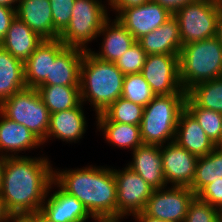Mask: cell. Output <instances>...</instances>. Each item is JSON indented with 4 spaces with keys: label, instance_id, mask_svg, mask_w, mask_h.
Returning <instances> with one entry per match:
<instances>
[{
    "label": "cell",
    "instance_id": "49",
    "mask_svg": "<svg viewBox=\"0 0 222 222\" xmlns=\"http://www.w3.org/2000/svg\"><path fill=\"white\" fill-rule=\"evenodd\" d=\"M218 218H219V222H222V208L218 210Z\"/></svg>",
    "mask_w": 222,
    "mask_h": 222
},
{
    "label": "cell",
    "instance_id": "31",
    "mask_svg": "<svg viewBox=\"0 0 222 222\" xmlns=\"http://www.w3.org/2000/svg\"><path fill=\"white\" fill-rule=\"evenodd\" d=\"M154 96L150 85L140 73L125 75L121 97L145 107Z\"/></svg>",
    "mask_w": 222,
    "mask_h": 222
},
{
    "label": "cell",
    "instance_id": "42",
    "mask_svg": "<svg viewBox=\"0 0 222 222\" xmlns=\"http://www.w3.org/2000/svg\"><path fill=\"white\" fill-rule=\"evenodd\" d=\"M216 37L222 45V3L219 5V13L217 16Z\"/></svg>",
    "mask_w": 222,
    "mask_h": 222
},
{
    "label": "cell",
    "instance_id": "20",
    "mask_svg": "<svg viewBox=\"0 0 222 222\" xmlns=\"http://www.w3.org/2000/svg\"><path fill=\"white\" fill-rule=\"evenodd\" d=\"M16 16L43 39L59 38L49 0H19Z\"/></svg>",
    "mask_w": 222,
    "mask_h": 222
},
{
    "label": "cell",
    "instance_id": "15",
    "mask_svg": "<svg viewBox=\"0 0 222 222\" xmlns=\"http://www.w3.org/2000/svg\"><path fill=\"white\" fill-rule=\"evenodd\" d=\"M83 104L81 102L75 108L50 114L49 129L46 139L42 143L45 144L49 142L48 140H53V138L68 143L79 142L87 129V119L84 115Z\"/></svg>",
    "mask_w": 222,
    "mask_h": 222
},
{
    "label": "cell",
    "instance_id": "37",
    "mask_svg": "<svg viewBox=\"0 0 222 222\" xmlns=\"http://www.w3.org/2000/svg\"><path fill=\"white\" fill-rule=\"evenodd\" d=\"M16 16V10L0 5V42L5 37L11 21Z\"/></svg>",
    "mask_w": 222,
    "mask_h": 222
},
{
    "label": "cell",
    "instance_id": "22",
    "mask_svg": "<svg viewBox=\"0 0 222 222\" xmlns=\"http://www.w3.org/2000/svg\"><path fill=\"white\" fill-rule=\"evenodd\" d=\"M84 50L75 47H65L51 61L50 77L41 85L80 86V66Z\"/></svg>",
    "mask_w": 222,
    "mask_h": 222
},
{
    "label": "cell",
    "instance_id": "35",
    "mask_svg": "<svg viewBox=\"0 0 222 222\" xmlns=\"http://www.w3.org/2000/svg\"><path fill=\"white\" fill-rule=\"evenodd\" d=\"M54 29L60 34L69 24L75 0H49Z\"/></svg>",
    "mask_w": 222,
    "mask_h": 222
},
{
    "label": "cell",
    "instance_id": "26",
    "mask_svg": "<svg viewBox=\"0 0 222 222\" xmlns=\"http://www.w3.org/2000/svg\"><path fill=\"white\" fill-rule=\"evenodd\" d=\"M25 88L24 63L0 46V104Z\"/></svg>",
    "mask_w": 222,
    "mask_h": 222
},
{
    "label": "cell",
    "instance_id": "9",
    "mask_svg": "<svg viewBox=\"0 0 222 222\" xmlns=\"http://www.w3.org/2000/svg\"><path fill=\"white\" fill-rule=\"evenodd\" d=\"M117 189V217L143 212L154 189L128 166L113 169Z\"/></svg>",
    "mask_w": 222,
    "mask_h": 222
},
{
    "label": "cell",
    "instance_id": "4",
    "mask_svg": "<svg viewBox=\"0 0 222 222\" xmlns=\"http://www.w3.org/2000/svg\"><path fill=\"white\" fill-rule=\"evenodd\" d=\"M187 93L155 95L144 107L140 123L143 144L164 145L175 139L181 112L185 109Z\"/></svg>",
    "mask_w": 222,
    "mask_h": 222
},
{
    "label": "cell",
    "instance_id": "17",
    "mask_svg": "<svg viewBox=\"0 0 222 222\" xmlns=\"http://www.w3.org/2000/svg\"><path fill=\"white\" fill-rule=\"evenodd\" d=\"M160 148V145L142 144L132 151V161L126 165L154 190L168 186L163 172Z\"/></svg>",
    "mask_w": 222,
    "mask_h": 222
},
{
    "label": "cell",
    "instance_id": "7",
    "mask_svg": "<svg viewBox=\"0 0 222 222\" xmlns=\"http://www.w3.org/2000/svg\"><path fill=\"white\" fill-rule=\"evenodd\" d=\"M0 112L7 118L28 128L42 142L50 124V112L37 88L26 87L0 104Z\"/></svg>",
    "mask_w": 222,
    "mask_h": 222
},
{
    "label": "cell",
    "instance_id": "32",
    "mask_svg": "<svg viewBox=\"0 0 222 222\" xmlns=\"http://www.w3.org/2000/svg\"><path fill=\"white\" fill-rule=\"evenodd\" d=\"M185 108L194 116L206 135L216 145L222 131V113L204 109L198 105H185Z\"/></svg>",
    "mask_w": 222,
    "mask_h": 222
},
{
    "label": "cell",
    "instance_id": "18",
    "mask_svg": "<svg viewBox=\"0 0 222 222\" xmlns=\"http://www.w3.org/2000/svg\"><path fill=\"white\" fill-rule=\"evenodd\" d=\"M111 21L109 17L98 34V37L104 36L102 43L99 44L101 50L90 51L100 60L116 62L136 43V39L116 18Z\"/></svg>",
    "mask_w": 222,
    "mask_h": 222
},
{
    "label": "cell",
    "instance_id": "29",
    "mask_svg": "<svg viewBox=\"0 0 222 222\" xmlns=\"http://www.w3.org/2000/svg\"><path fill=\"white\" fill-rule=\"evenodd\" d=\"M222 178V149L215 147L209 154L198 157L190 189L197 194L204 186Z\"/></svg>",
    "mask_w": 222,
    "mask_h": 222
},
{
    "label": "cell",
    "instance_id": "48",
    "mask_svg": "<svg viewBox=\"0 0 222 222\" xmlns=\"http://www.w3.org/2000/svg\"><path fill=\"white\" fill-rule=\"evenodd\" d=\"M216 147L222 149V131H221V136H220L219 142L216 144Z\"/></svg>",
    "mask_w": 222,
    "mask_h": 222
},
{
    "label": "cell",
    "instance_id": "24",
    "mask_svg": "<svg viewBox=\"0 0 222 222\" xmlns=\"http://www.w3.org/2000/svg\"><path fill=\"white\" fill-rule=\"evenodd\" d=\"M43 40L26 23L15 16L5 37L0 42V46L13 57L25 63Z\"/></svg>",
    "mask_w": 222,
    "mask_h": 222
},
{
    "label": "cell",
    "instance_id": "12",
    "mask_svg": "<svg viewBox=\"0 0 222 222\" xmlns=\"http://www.w3.org/2000/svg\"><path fill=\"white\" fill-rule=\"evenodd\" d=\"M160 150L166 184L190 188L195 177L198 157L175 141L161 145Z\"/></svg>",
    "mask_w": 222,
    "mask_h": 222
},
{
    "label": "cell",
    "instance_id": "2",
    "mask_svg": "<svg viewBox=\"0 0 222 222\" xmlns=\"http://www.w3.org/2000/svg\"><path fill=\"white\" fill-rule=\"evenodd\" d=\"M54 182L82 202L93 218L117 217V189L113 168L89 165L54 170Z\"/></svg>",
    "mask_w": 222,
    "mask_h": 222
},
{
    "label": "cell",
    "instance_id": "28",
    "mask_svg": "<svg viewBox=\"0 0 222 222\" xmlns=\"http://www.w3.org/2000/svg\"><path fill=\"white\" fill-rule=\"evenodd\" d=\"M186 93L185 105L222 113V77L194 85Z\"/></svg>",
    "mask_w": 222,
    "mask_h": 222
},
{
    "label": "cell",
    "instance_id": "40",
    "mask_svg": "<svg viewBox=\"0 0 222 222\" xmlns=\"http://www.w3.org/2000/svg\"><path fill=\"white\" fill-rule=\"evenodd\" d=\"M13 215L7 210L4 199L0 194V222H11Z\"/></svg>",
    "mask_w": 222,
    "mask_h": 222
},
{
    "label": "cell",
    "instance_id": "41",
    "mask_svg": "<svg viewBox=\"0 0 222 222\" xmlns=\"http://www.w3.org/2000/svg\"><path fill=\"white\" fill-rule=\"evenodd\" d=\"M133 219H135L136 222H168L165 220H160L157 218L147 216L144 212L133 215Z\"/></svg>",
    "mask_w": 222,
    "mask_h": 222
},
{
    "label": "cell",
    "instance_id": "14",
    "mask_svg": "<svg viewBox=\"0 0 222 222\" xmlns=\"http://www.w3.org/2000/svg\"><path fill=\"white\" fill-rule=\"evenodd\" d=\"M66 46L56 39H44L24 63V80L26 87L38 88L50 77L51 61Z\"/></svg>",
    "mask_w": 222,
    "mask_h": 222
},
{
    "label": "cell",
    "instance_id": "43",
    "mask_svg": "<svg viewBox=\"0 0 222 222\" xmlns=\"http://www.w3.org/2000/svg\"><path fill=\"white\" fill-rule=\"evenodd\" d=\"M33 222H53L49 220L41 211L28 216Z\"/></svg>",
    "mask_w": 222,
    "mask_h": 222
},
{
    "label": "cell",
    "instance_id": "30",
    "mask_svg": "<svg viewBox=\"0 0 222 222\" xmlns=\"http://www.w3.org/2000/svg\"><path fill=\"white\" fill-rule=\"evenodd\" d=\"M143 111V106L120 97L102 113L112 122L140 126Z\"/></svg>",
    "mask_w": 222,
    "mask_h": 222
},
{
    "label": "cell",
    "instance_id": "1",
    "mask_svg": "<svg viewBox=\"0 0 222 222\" xmlns=\"http://www.w3.org/2000/svg\"><path fill=\"white\" fill-rule=\"evenodd\" d=\"M47 157H7L0 194L13 217L41 211L53 187L54 168Z\"/></svg>",
    "mask_w": 222,
    "mask_h": 222
},
{
    "label": "cell",
    "instance_id": "6",
    "mask_svg": "<svg viewBox=\"0 0 222 222\" xmlns=\"http://www.w3.org/2000/svg\"><path fill=\"white\" fill-rule=\"evenodd\" d=\"M102 0H75L67 27L59 34L66 47L91 50L88 43L98 37L102 25L109 18L108 8Z\"/></svg>",
    "mask_w": 222,
    "mask_h": 222
},
{
    "label": "cell",
    "instance_id": "25",
    "mask_svg": "<svg viewBox=\"0 0 222 222\" xmlns=\"http://www.w3.org/2000/svg\"><path fill=\"white\" fill-rule=\"evenodd\" d=\"M95 116L98 131H101L105 141L114 147L130 148L134 151L143 144L140 126L112 122L103 113Z\"/></svg>",
    "mask_w": 222,
    "mask_h": 222
},
{
    "label": "cell",
    "instance_id": "19",
    "mask_svg": "<svg viewBox=\"0 0 222 222\" xmlns=\"http://www.w3.org/2000/svg\"><path fill=\"white\" fill-rule=\"evenodd\" d=\"M43 145L42 141L28 128L0 112V154L18 157V153L33 150ZM9 153V154H8ZM11 153V154H10Z\"/></svg>",
    "mask_w": 222,
    "mask_h": 222
},
{
    "label": "cell",
    "instance_id": "47",
    "mask_svg": "<svg viewBox=\"0 0 222 222\" xmlns=\"http://www.w3.org/2000/svg\"><path fill=\"white\" fill-rule=\"evenodd\" d=\"M11 222H33L28 216L25 217H13Z\"/></svg>",
    "mask_w": 222,
    "mask_h": 222
},
{
    "label": "cell",
    "instance_id": "36",
    "mask_svg": "<svg viewBox=\"0 0 222 222\" xmlns=\"http://www.w3.org/2000/svg\"><path fill=\"white\" fill-rule=\"evenodd\" d=\"M196 196L218 210L222 208V178L204 186Z\"/></svg>",
    "mask_w": 222,
    "mask_h": 222
},
{
    "label": "cell",
    "instance_id": "44",
    "mask_svg": "<svg viewBox=\"0 0 222 222\" xmlns=\"http://www.w3.org/2000/svg\"><path fill=\"white\" fill-rule=\"evenodd\" d=\"M125 217H101V218H93L95 222H121Z\"/></svg>",
    "mask_w": 222,
    "mask_h": 222
},
{
    "label": "cell",
    "instance_id": "45",
    "mask_svg": "<svg viewBox=\"0 0 222 222\" xmlns=\"http://www.w3.org/2000/svg\"><path fill=\"white\" fill-rule=\"evenodd\" d=\"M18 1L19 0H0V5L9 7L11 9H15L17 8L18 5Z\"/></svg>",
    "mask_w": 222,
    "mask_h": 222
},
{
    "label": "cell",
    "instance_id": "5",
    "mask_svg": "<svg viewBox=\"0 0 222 222\" xmlns=\"http://www.w3.org/2000/svg\"><path fill=\"white\" fill-rule=\"evenodd\" d=\"M180 82L187 92L202 82L222 77V45L216 36L184 44L179 54Z\"/></svg>",
    "mask_w": 222,
    "mask_h": 222
},
{
    "label": "cell",
    "instance_id": "33",
    "mask_svg": "<svg viewBox=\"0 0 222 222\" xmlns=\"http://www.w3.org/2000/svg\"><path fill=\"white\" fill-rule=\"evenodd\" d=\"M147 54L142 46L136 43L123 54L116 62L118 69L124 74H139L146 61Z\"/></svg>",
    "mask_w": 222,
    "mask_h": 222
},
{
    "label": "cell",
    "instance_id": "10",
    "mask_svg": "<svg viewBox=\"0 0 222 222\" xmlns=\"http://www.w3.org/2000/svg\"><path fill=\"white\" fill-rule=\"evenodd\" d=\"M140 74L155 95L186 93L180 82L179 54L147 55Z\"/></svg>",
    "mask_w": 222,
    "mask_h": 222
},
{
    "label": "cell",
    "instance_id": "34",
    "mask_svg": "<svg viewBox=\"0 0 222 222\" xmlns=\"http://www.w3.org/2000/svg\"><path fill=\"white\" fill-rule=\"evenodd\" d=\"M184 222H219L218 209L195 196L189 204Z\"/></svg>",
    "mask_w": 222,
    "mask_h": 222
},
{
    "label": "cell",
    "instance_id": "13",
    "mask_svg": "<svg viewBox=\"0 0 222 222\" xmlns=\"http://www.w3.org/2000/svg\"><path fill=\"white\" fill-rule=\"evenodd\" d=\"M173 14L160 4L150 1L144 5L124 9L116 19L138 41L164 24Z\"/></svg>",
    "mask_w": 222,
    "mask_h": 222
},
{
    "label": "cell",
    "instance_id": "16",
    "mask_svg": "<svg viewBox=\"0 0 222 222\" xmlns=\"http://www.w3.org/2000/svg\"><path fill=\"white\" fill-rule=\"evenodd\" d=\"M57 191L45 198L41 212L53 222H86L93 219L89 211L76 197L63 191L54 181Z\"/></svg>",
    "mask_w": 222,
    "mask_h": 222
},
{
    "label": "cell",
    "instance_id": "3",
    "mask_svg": "<svg viewBox=\"0 0 222 222\" xmlns=\"http://www.w3.org/2000/svg\"><path fill=\"white\" fill-rule=\"evenodd\" d=\"M124 77L115 62L100 60L90 50L84 51L80 66L81 102H90L96 115L102 113L121 97Z\"/></svg>",
    "mask_w": 222,
    "mask_h": 222
},
{
    "label": "cell",
    "instance_id": "8",
    "mask_svg": "<svg viewBox=\"0 0 222 222\" xmlns=\"http://www.w3.org/2000/svg\"><path fill=\"white\" fill-rule=\"evenodd\" d=\"M220 3L216 0H197L173 13L178 21L182 45L216 36Z\"/></svg>",
    "mask_w": 222,
    "mask_h": 222
},
{
    "label": "cell",
    "instance_id": "21",
    "mask_svg": "<svg viewBox=\"0 0 222 222\" xmlns=\"http://www.w3.org/2000/svg\"><path fill=\"white\" fill-rule=\"evenodd\" d=\"M174 141L197 157L209 154L216 147L186 108L180 114Z\"/></svg>",
    "mask_w": 222,
    "mask_h": 222
},
{
    "label": "cell",
    "instance_id": "38",
    "mask_svg": "<svg viewBox=\"0 0 222 222\" xmlns=\"http://www.w3.org/2000/svg\"><path fill=\"white\" fill-rule=\"evenodd\" d=\"M151 0H109L107 5H110V9L113 8L116 13L115 18L124 10L130 7L144 5Z\"/></svg>",
    "mask_w": 222,
    "mask_h": 222
},
{
    "label": "cell",
    "instance_id": "46",
    "mask_svg": "<svg viewBox=\"0 0 222 222\" xmlns=\"http://www.w3.org/2000/svg\"><path fill=\"white\" fill-rule=\"evenodd\" d=\"M6 156H3L0 154V189L2 186V179H3V171H4V166L6 163Z\"/></svg>",
    "mask_w": 222,
    "mask_h": 222
},
{
    "label": "cell",
    "instance_id": "39",
    "mask_svg": "<svg viewBox=\"0 0 222 222\" xmlns=\"http://www.w3.org/2000/svg\"><path fill=\"white\" fill-rule=\"evenodd\" d=\"M167 8L172 14L176 12L181 6L186 5L197 0H151Z\"/></svg>",
    "mask_w": 222,
    "mask_h": 222
},
{
    "label": "cell",
    "instance_id": "27",
    "mask_svg": "<svg viewBox=\"0 0 222 222\" xmlns=\"http://www.w3.org/2000/svg\"><path fill=\"white\" fill-rule=\"evenodd\" d=\"M37 90L50 114L75 108L81 103L80 86L40 85Z\"/></svg>",
    "mask_w": 222,
    "mask_h": 222
},
{
    "label": "cell",
    "instance_id": "23",
    "mask_svg": "<svg viewBox=\"0 0 222 222\" xmlns=\"http://www.w3.org/2000/svg\"><path fill=\"white\" fill-rule=\"evenodd\" d=\"M147 55L180 54L182 42L178 21L171 16L164 24L137 41Z\"/></svg>",
    "mask_w": 222,
    "mask_h": 222
},
{
    "label": "cell",
    "instance_id": "11",
    "mask_svg": "<svg viewBox=\"0 0 222 222\" xmlns=\"http://www.w3.org/2000/svg\"><path fill=\"white\" fill-rule=\"evenodd\" d=\"M195 196L188 187L166 186L153 191L143 212L168 222H184L189 204Z\"/></svg>",
    "mask_w": 222,
    "mask_h": 222
}]
</instances>
